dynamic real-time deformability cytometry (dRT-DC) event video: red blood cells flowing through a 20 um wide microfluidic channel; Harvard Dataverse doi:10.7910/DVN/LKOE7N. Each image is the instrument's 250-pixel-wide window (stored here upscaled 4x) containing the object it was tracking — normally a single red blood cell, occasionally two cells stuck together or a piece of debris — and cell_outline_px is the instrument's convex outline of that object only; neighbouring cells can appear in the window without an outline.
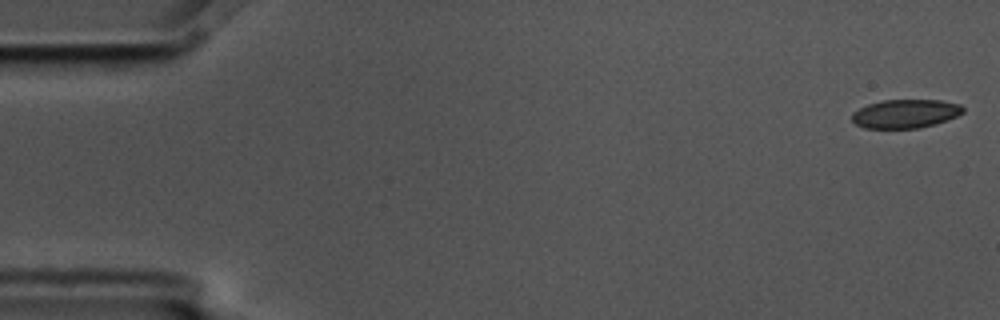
{"species": "common noctule bat (a hibernating species)", "species_latin": "Nyctalus noctula", "temperature_condition": "cold", "stored_images_in_passage": 6, "camera_frame_rate_fps": 3000, "um_per_image_px": 0.085, "animal": {"sex": "male", "body_mass_g": 17.5, "forearm_length_mm": 52.3}, "frame": {"image": 1, "passage_image": 1, "time_ms": 0.0, "image_size_px": [1000, 320], "cell_outline_px": [[964, 112], [956, 116], [936, 124], [920, 128], [864, 128], [856, 124], [852, 120], [852, 112], [868, 104], [884, 100], [940, 100], [960, 104], [964, 108]], "centroid_in_image_um": [76.96, 9.66], "position_along_channel_um": 8.0, "area_um2": 18.55}}